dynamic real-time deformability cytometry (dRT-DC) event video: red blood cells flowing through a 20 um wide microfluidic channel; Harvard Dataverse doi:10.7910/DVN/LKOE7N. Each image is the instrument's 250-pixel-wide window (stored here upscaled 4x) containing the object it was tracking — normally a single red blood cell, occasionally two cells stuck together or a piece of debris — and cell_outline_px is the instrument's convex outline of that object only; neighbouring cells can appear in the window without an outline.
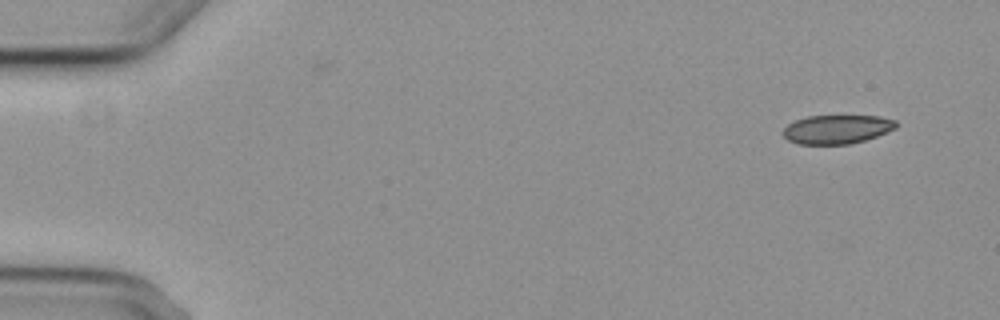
{"species": "common noctule bat (a hibernating species)", "species_latin": "Nyctalus noctula", "temperature_condition": "cold", "stored_images_in_passage": 4, "camera_frame_rate_fps": 3000, "um_per_image_px": 0.085, "animal": {"sex": "female", "body_mass_g": 29.2, "forearm_length_mm": 56.3}, "frame": {"image": 1, "passage_image": 1, "time_ms": 0.0, "image_size_px": [1000, 320], "cell_outline_px": [[896, 128], [876, 136], [864, 140], [848, 144], [800, 144], [788, 140], [784, 136], [784, 128], [788, 124], [796, 120], [808, 116], [880, 116], [896, 120]], "centroid_in_image_um": [71.14, 10.98], "position_along_channel_um": 13.9, "area_um2": 18.79}}